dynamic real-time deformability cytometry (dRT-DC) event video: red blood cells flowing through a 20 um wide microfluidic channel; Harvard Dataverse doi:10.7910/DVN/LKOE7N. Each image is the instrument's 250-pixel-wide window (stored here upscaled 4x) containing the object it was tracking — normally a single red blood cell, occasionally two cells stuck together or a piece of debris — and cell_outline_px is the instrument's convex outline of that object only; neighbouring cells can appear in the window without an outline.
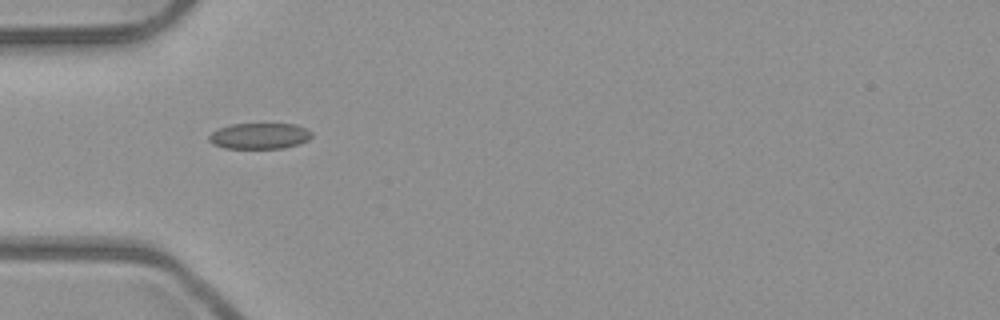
{"species": "common noctule bat (a hibernating species)", "species_latin": "Nyctalus noctula", "temperature_condition": "room temperature", "stored_images_in_passage": 5, "camera_frame_rate_fps": 3000, "um_per_image_px": 0.085, "animal": {"sex": "male", "body_mass_g": 23.1, "forearm_length_mm": 52.7}, "frame": {"image": 1, "passage_image": 2, "time_ms": 0.333, "image_size_px": [1000, 320], "cell_outline_px": [[312, 136], [308, 140], [300, 144], [284, 148], [224, 148], [212, 144], [208, 140], [208, 136], [212, 132], [220, 128], [232, 124], [296, 124], [308, 128], [312, 132]], "centroid_in_image_um": [22.09, 11.56], "position_along_channel_um": 62.9, "area_um2": 15.66}}
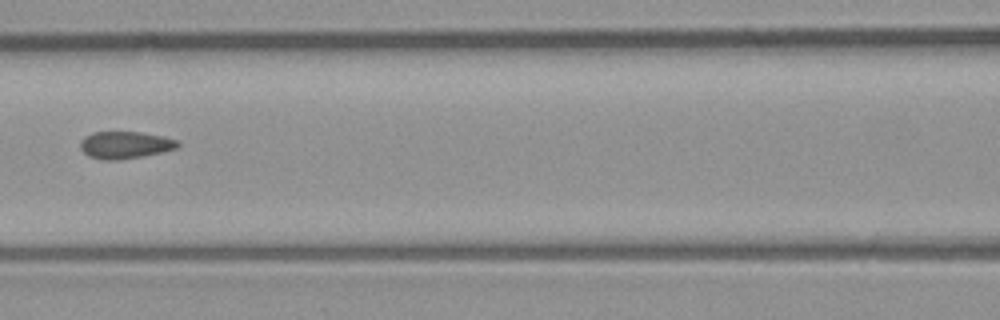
{"frame": {"image": 2, "passage_image": 4, "time_ms": 1.0, "image_size_px": [1000, 320], "cell_outline_px": [[180, 148], [144, 156], [116, 160], [100, 160], [88, 156], [80, 148], [80, 140], [84, 136], [96, 132], [140, 132], [164, 136], [176, 140], [180, 144]], "centroid_in_image_um": [10.64, 12.33], "position_along_channel_um": 156.0, "area_um2": 15.61}}
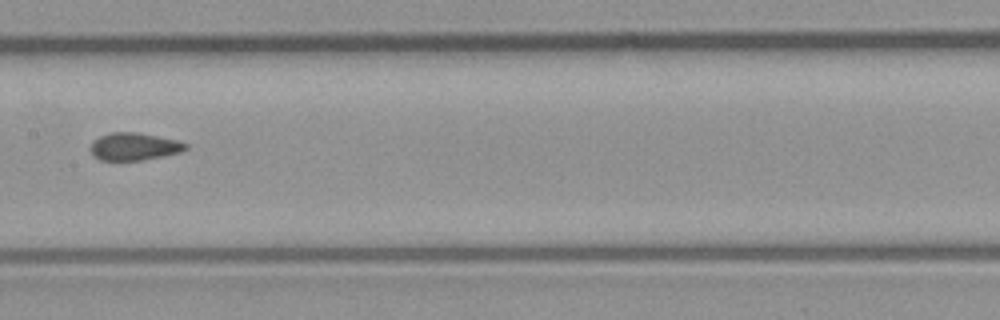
{"frame": {"image": 3, "passage_image": 5, "time_ms": 1.333, "image_size_px": [1000, 320], "cell_outline_px": [[188, 148], [180, 152], [140, 160], [100, 160], [92, 156], [88, 148], [92, 140], [108, 132], [136, 132], [180, 140], [188, 144]], "centroid_in_image_um": [11.35, 12.44], "position_along_channel_um": 196.1, "area_um2": 15.49}}